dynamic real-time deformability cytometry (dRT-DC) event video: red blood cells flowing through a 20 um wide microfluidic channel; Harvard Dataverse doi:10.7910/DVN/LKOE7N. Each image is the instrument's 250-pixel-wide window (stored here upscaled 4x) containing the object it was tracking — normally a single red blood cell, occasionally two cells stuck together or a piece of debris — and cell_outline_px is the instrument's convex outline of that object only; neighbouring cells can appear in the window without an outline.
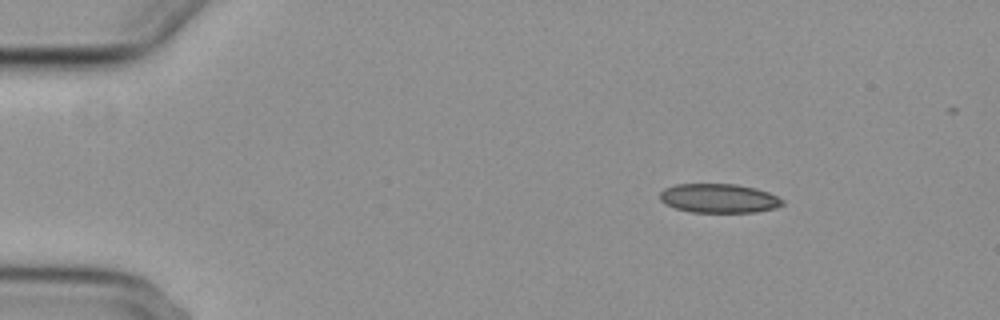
{"species": "common noctule bat (a hibernating species)", "species_latin": "Nyctalus noctula", "temperature_condition": "cold", "stored_images_in_passage": 46, "camera_frame_rate_fps": 3000, "um_per_image_px": 0.085, "animal": {"sex": "female", "body_mass_g": 29.2, "forearm_length_mm": 56.3}, "frame": {"image": 1, "passage_image": 1, "time_ms": 0.0, "image_size_px": [1000, 320], "cell_outline_px": [[784, 204], [776, 208], [756, 212], [692, 212], [676, 208], [664, 204], [660, 200], [660, 192], [664, 188], [676, 184], [736, 184], [756, 188], [768, 192], [784, 200]], "centroid_in_image_um": [61.1, 16.85], "position_along_channel_um": 23.9, "area_um2": 20.87}}
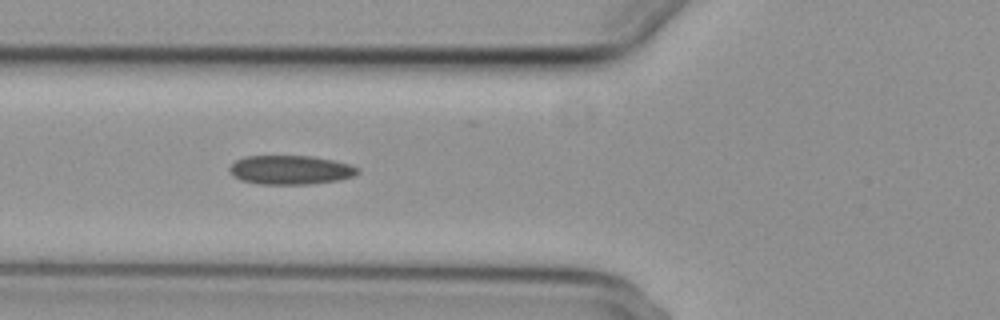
{"frame": {"image": 2, "passage_image": 14, "time_ms": 4.333, "image_size_px": [1000, 320], "cell_outline_px": [[360, 172], [352, 176], [340, 180], [312, 184], [260, 184], [240, 180], [232, 176], [228, 168], [236, 160], [244, 156], [312, 156], [332, 160], [348, 164], [360, 168]], "centroid_in_image_um": [24.68, 14.45], "position_along_channel_um": 101.1, "area_um2": 21.79}}
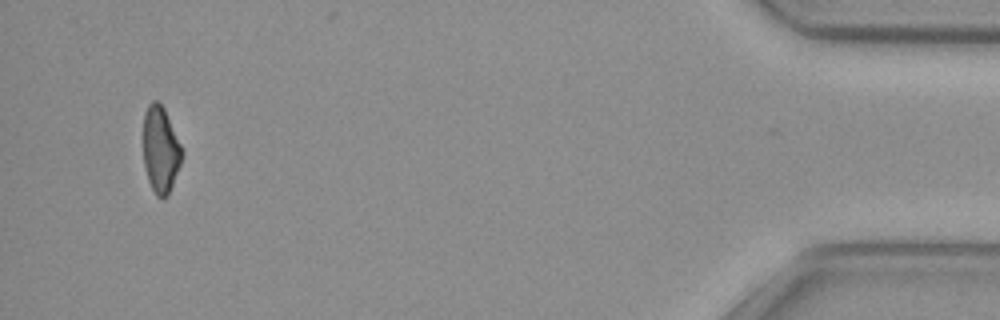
{"frame": {"image": 3, "passage_image": 46, "time_ms": 15.0, "image_size_px": [1000, 320], "cell_outline_px": [[184, 152], [180, 164], [168, 196], [156, 196], [148, 180], [144, 168], [144, 112], [148, 104], [152, 100], [156, 100], [164, 108]], "centroid_in_image_um": [13.64, 12.7], "position_along_channel_um": 421.6, "area_um2": 19.31}, "authors_computed_cell_mechanics": {"area_um2": 21.675, "velocity_mm_per_s": 3.7367, "shape_relaxation_time_tau1_ms": null, "shape_relaxation_time_tau2_ms": 4.4558, "deformation_change_tau1": null, "deformation_change_tau2": 0.1231}}